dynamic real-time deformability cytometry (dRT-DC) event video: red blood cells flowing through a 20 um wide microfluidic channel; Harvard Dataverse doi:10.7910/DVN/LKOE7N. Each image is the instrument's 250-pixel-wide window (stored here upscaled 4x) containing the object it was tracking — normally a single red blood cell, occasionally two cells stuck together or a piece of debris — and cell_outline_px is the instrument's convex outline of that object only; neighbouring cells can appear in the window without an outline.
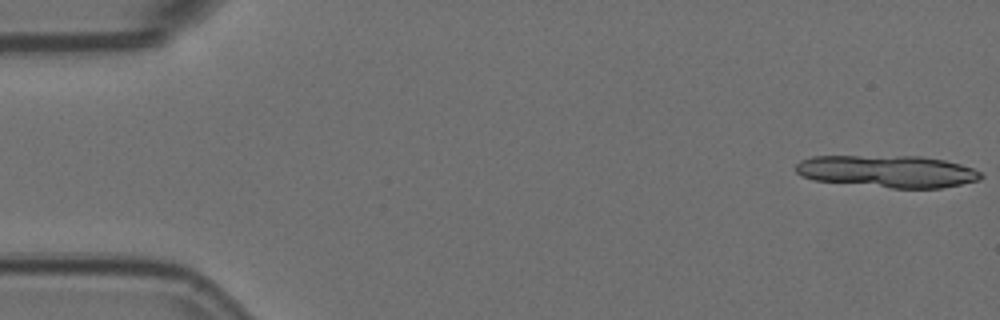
{"species": "Egyptian fruit bat (a non-hibernating species)", "species_latin": "Rousettus aegyptiacus", "temperature_condition": "room temperature", "stored_images_in_passage": 12, "camera_frame_rate_fps": 3000, "um_per_image_px": 0.085, "animal": {"sex": "female"}, "frame": {"image": 1, "passage_image": 1, "time_ms": 0.0, "image_size_px": [1000, 320], "cell_outline_px": [[984, 176], [980, 180], [940, 188], [892, 188], [812, 180], [800, 176], [796, 172], [796, 164], [800, 160], [812, 156], [920, 156], [944, 160], [960, 164], [972, 168], [980, 172]], "centroid_in_image_um": [75.41, 14.56], "position_along_channel_um": 9.6, "area_um2": 34.85}}